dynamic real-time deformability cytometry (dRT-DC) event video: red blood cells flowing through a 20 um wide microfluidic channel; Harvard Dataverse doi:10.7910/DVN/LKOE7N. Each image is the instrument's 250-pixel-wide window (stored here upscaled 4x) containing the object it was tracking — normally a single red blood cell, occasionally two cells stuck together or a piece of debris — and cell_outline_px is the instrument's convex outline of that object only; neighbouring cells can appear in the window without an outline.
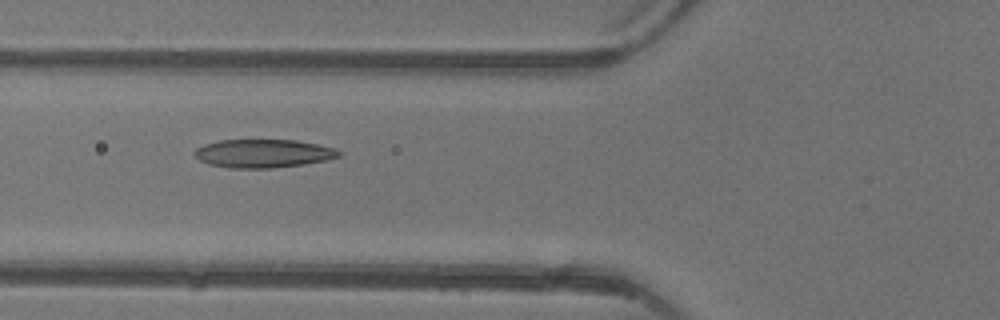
{"species": "common noctule bat (a hibernating species)", "species_latin": "Nyctalus noctula", "temperature_condition": "warm", "stored_images_in_passage": 5, "camera_frame_rate_fps": 3000, "um_per_image_px": 0.085, "animal": {"sex": "female"}, "frame": {"image": 1, "passage_image": 5, "time_ms": 5.667, "image_size_px": [1000, 320], "cell_outline_px": [[344, 152], [340, 156], [328, 160], [304, 164], [272, 168], [228, 168], [208, 164], [200, 160], [192, 152], [196, 148], [204, 144], [220, 140], [296, 140], [336, 148]], "centroid_in_image_um": [22.4, 13.04], "position_along_channel_um": 103.4, "area_um2": 24.04}}